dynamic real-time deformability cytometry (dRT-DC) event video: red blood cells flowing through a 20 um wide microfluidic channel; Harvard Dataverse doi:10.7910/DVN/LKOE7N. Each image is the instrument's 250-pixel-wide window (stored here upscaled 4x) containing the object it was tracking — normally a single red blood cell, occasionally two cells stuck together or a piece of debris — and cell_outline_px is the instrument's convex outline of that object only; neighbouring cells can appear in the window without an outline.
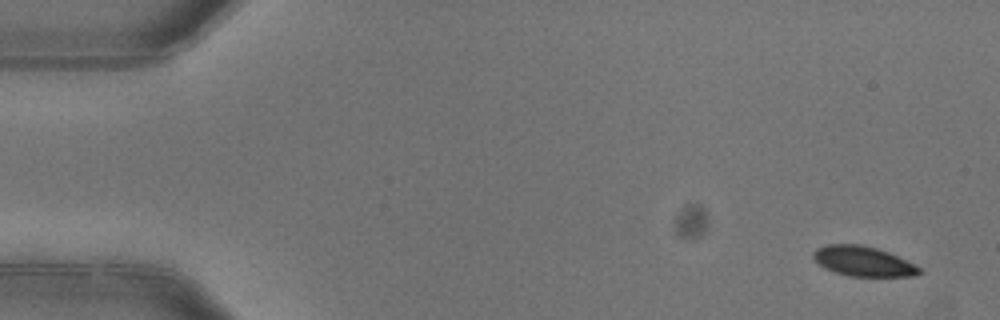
{"species": "common noctule bat (a hibernating species)", "species_latin": "Nyctalus noctula", "temperature_condition": "warm", "stored_images_in_passage": 7, "camera_frame_rate_fps": 3000, "um_per_image_px": 0.085, "animal": {"sex": "female"}, "frame": {"image": 1, "passage_image": 1, "time_ms": 0.0, "image_size_px": [1000, 320], "cell_outline_px": [[924, 272], [916, 276], [848, 276], [824, 268], [812, 256], [812, 252], [816, 248], [828, 244], [860, 244], [876, 248], [888, 252], [916, 264]], "centroid_in_image_um": [73.39, 22.21], "position_along_channel_um": 11.6, "area_um2": 18.55}}
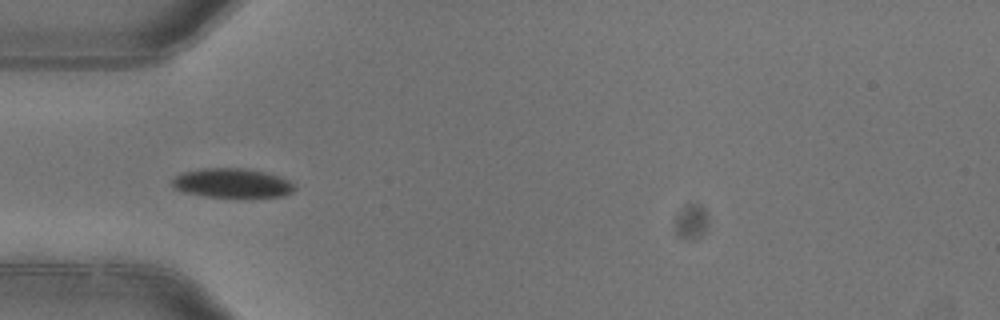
{"frame": {"image": 2, "passage_image": 4, "time_ms": 1.0, "image_size_px": [1000, 320], "cell_outline_px": [[296, 188], [292, 192], [284, 196], [204, 196], [184, 192], [176, 188], [172, 184], [172, 180], [176, 176], [184, 172], [200, 168], [244, 168], [264, 172], [280, 176], [288, 180]], "centroid_in_image_um": [19.73, 15.54], "position_along_channel_um": 65.3, "area_um2": 20.52}}